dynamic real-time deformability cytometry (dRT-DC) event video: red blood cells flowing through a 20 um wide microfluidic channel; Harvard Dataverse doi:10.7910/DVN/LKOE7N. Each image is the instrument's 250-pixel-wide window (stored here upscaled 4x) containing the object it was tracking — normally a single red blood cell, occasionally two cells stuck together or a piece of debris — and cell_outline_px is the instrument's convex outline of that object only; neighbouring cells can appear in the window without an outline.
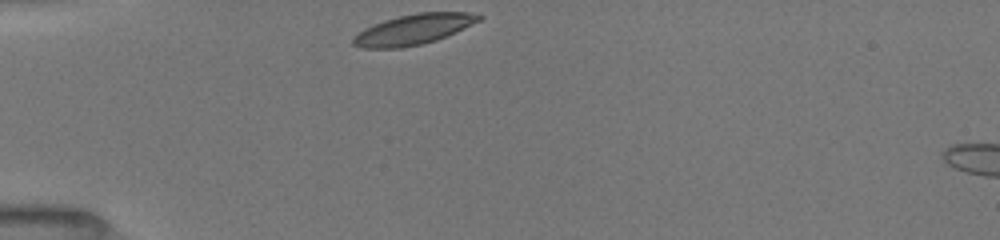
{"species": "common noctule bat (a hibernating species)", "species_latin": "Nyctalus noctula", "temperature_condition": "room temperature", "stored_images_in_passage": 8, "camera_frame_rate_fps": 3000, "um_per_image_px": 0.085, "animal": {"sex": "female", "body_mass_g": 19.5, "forearm_length_mm": 54.1}, "frame": {"image": 1, "passage_image": 1, "time_ms": 0.0, "image_size_px": [1000, 240], "cell_outline_px": [[484, 16], [480, 20], [456, 32], [436, 40], [420, 44], [400, 48], [360, 48], [352, 44], [352, 36], [364, 28], [384, 20], [416, 12], [468, 12]], "centroid_in_image_um": [35.11, 2.5], "position_along_channel_um": 49.9, "area_um2": 22.2}}